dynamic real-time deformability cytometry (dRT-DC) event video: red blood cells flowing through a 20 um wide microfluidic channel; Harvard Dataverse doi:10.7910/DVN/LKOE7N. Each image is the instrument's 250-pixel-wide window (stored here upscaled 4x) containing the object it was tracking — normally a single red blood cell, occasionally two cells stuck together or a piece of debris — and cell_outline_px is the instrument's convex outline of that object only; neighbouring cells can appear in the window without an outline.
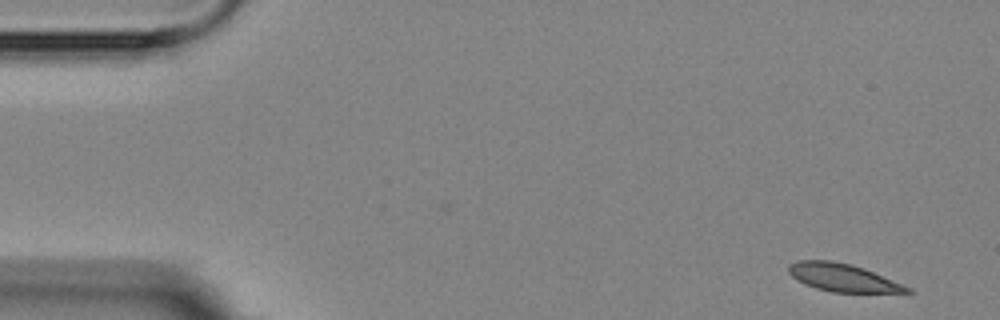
{"species": "Egyptian fruit bat (a non-hibernating species)", "species_latin": "Rousettus aegyptiacus", "temperature_condition": "room temperature", "stored_images_in_passage": 5, "segment_of_instrument_passage": [1, 2], "camera_frame_rate_fps": 3000, "um_per_image_px": 0.085, "animal": {"sex": "female"}, "frame": {"image": 1, "passage_image": 1, "time_ms": 0.0, "image_size_px": [1000, 320], "cell_outline_px": [[916, 292], [832, 292], [816, 288], [804, 284], [796, 280], [788, 272], [788, 264], [796, 260], [832, 260], [852, 264], [864, 268], [912, 288]], "centroid_in_image_um": [71.6, 23.58], "position_along_channel_um": 13.4, "area_um2": 19.31}}